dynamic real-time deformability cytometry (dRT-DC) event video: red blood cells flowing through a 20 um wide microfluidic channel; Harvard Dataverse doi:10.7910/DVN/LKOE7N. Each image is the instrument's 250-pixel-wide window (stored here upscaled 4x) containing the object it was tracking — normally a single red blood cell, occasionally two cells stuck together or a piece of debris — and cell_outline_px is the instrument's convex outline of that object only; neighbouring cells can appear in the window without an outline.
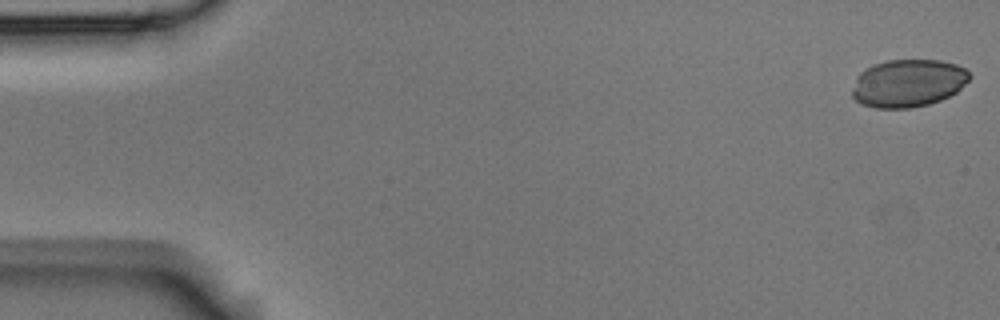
{"species": "Egyptian fruit bat (a non-hibernating species)", "species_latin": "Rousettus aegyptiacus", "temperature_condition": "room temperature", "stored_images_in_passage": 9, "camera_frame_rate_fps": 3000, "um_per_image_px": 0.085, "animal": {"sex": "male"}, "frame": {"image": 1, "passage_image": 1, "time_ms": 0.0, "image_size_px": [1000, 320], "cell_outline_px": [[972, 76], [956, 92], [940, 100], [928, 104], [912, 108], [876, 108], [860, 104], [852, 96], [852, 88], [856, 76], [860, 72], [876, 64], [888, 60], [940, 60], [956, 64], [964, 68]], "centroid_in_image_um": [77.17, 7.07], "position_along_channel_um": 7.8, "area_um2": 32.6}}